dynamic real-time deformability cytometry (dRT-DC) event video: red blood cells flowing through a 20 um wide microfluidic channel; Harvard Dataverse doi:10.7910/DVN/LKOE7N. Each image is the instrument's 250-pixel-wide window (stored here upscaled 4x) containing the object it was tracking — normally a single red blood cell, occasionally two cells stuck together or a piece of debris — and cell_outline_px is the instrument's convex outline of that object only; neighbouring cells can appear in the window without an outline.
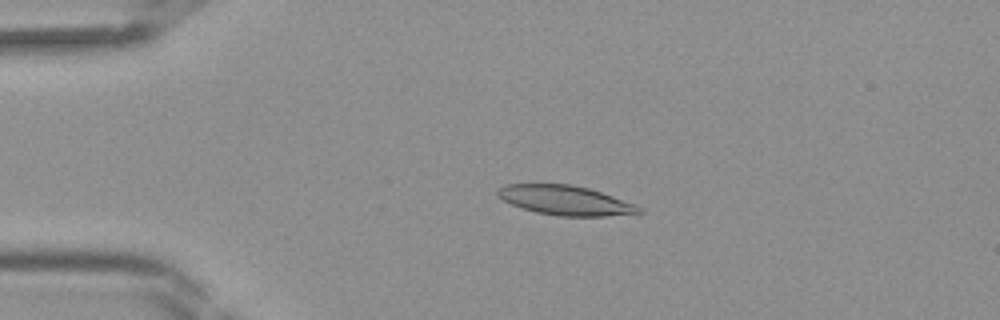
{"species": "Egyptian fruit bat (a non-hibernating species)", "species_latin": "Rousettus aegyptiacus", "temperature_condition": "room temperature", "stored_images_in_passage": 36, "camera_frame_rate_fps": 3000, "um_per_image_px": 0.085, "frame": {"image": 1, "passage_image": 4, "time_ms": 1.0, "image_size_px": [1000, 320], "cell_outline_px": [[644, 212], [604, 216], [560, 216], [536, 212], [520, 208], [496, 196], [496, 188], [504, 184], [572, 184], [588, 188], [636, 204], [644, 208]], "centroid_in_image_um": [48.02, 17.02], "position_along_channel_um": 37.0, "area_um2": 24.39}}
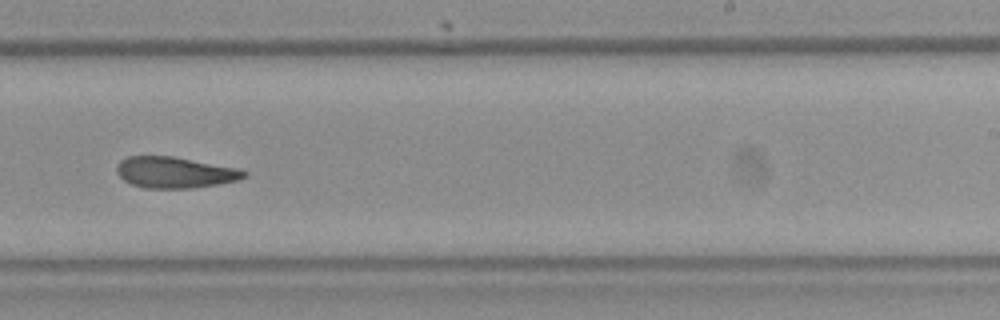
{"frame": {"image": 2, "passage_image": 21, "time_ms": 6.667, "image_size_px": [1000, 320], "cell_outline_px": [[248, 176], [240, 180], [216, 184], [188, 188], [144, 188], [132, 184], [124, 180], [116, 172], [116, 164], [120, 160], [128, 156], [172, 156], [240, 168], [248, 172]], "centroid_in_image_um": [14.88, 14.65], "position_along_channel_um": 274.1, "area_um2": 23.24}}
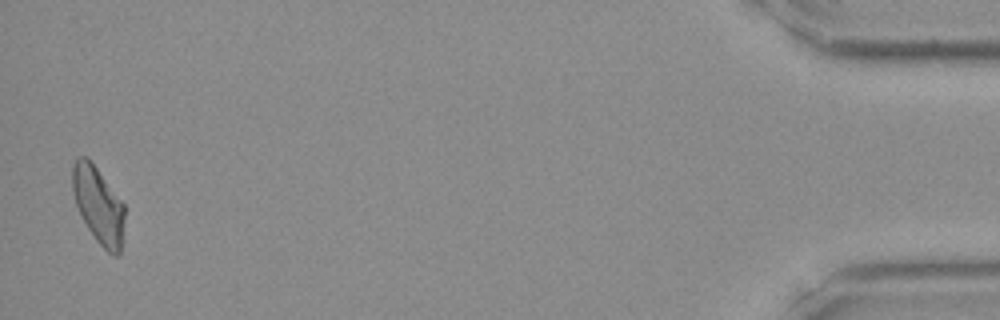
{"frame": {"image": 3, "passage_image": 36, "time_ms": 11.667, "image_size_px": [1000, 320], "cell_outline_px": [[124, 220], [120, 252], [116, 256], [112, 256], [96, 240], [88, 228], [76, 204], [72, 192], [72, 164], [80, 156], [84, 156], [96, 168], [124, 204]], "centroid_in_image_um": [8.35, 17.45], "position_along_channel_um": 426.8, "area_um2": 22.77}}